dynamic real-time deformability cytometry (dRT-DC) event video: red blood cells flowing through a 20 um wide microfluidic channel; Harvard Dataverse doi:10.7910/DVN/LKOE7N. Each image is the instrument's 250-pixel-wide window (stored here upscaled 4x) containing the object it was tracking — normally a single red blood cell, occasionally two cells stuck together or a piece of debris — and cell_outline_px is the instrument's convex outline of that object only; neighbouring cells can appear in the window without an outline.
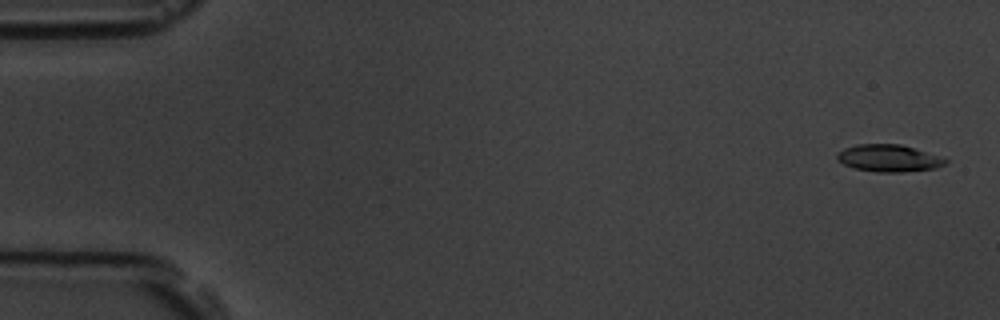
{"species": "common noctule bat (a hibernating species)", "species_latin": "Nyctalus noctula", "temperature_condition": "room temperature", "stored_images_in_passage": 6, "camera_frame_rate_fps": 3000, "um_per_image_px": 0.085, "animal": {"sex": "male", "body_mass_g": 19.5, "forearm_length_mm": 54.6}, "frame": {"image": 1, "passage_image": 1, "time_ms": 0.0, "image_size_px": [1000, 320], "cell_outline_px": [[948, 160], [944, 164], [936, 168], [900, 172], [876, 172], [856, 168], [844, 164], [836, 160], [836, 156], [844, 148], [856, 144], [900, 144], [944, 156]], "centroid_in_image_um": [75.58, 13.44], "position_along_channel_um": 9.4, "area_um2": 17.17}}
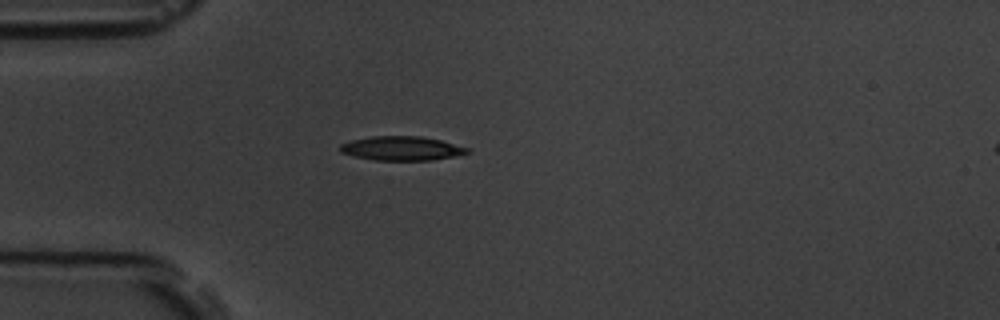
{"frame": {"image": 2, "passage_image": 5, "time_ms": 4.667, "image_size_px": [1000, 320], "cell_outline_px": [[468, 152], [452, 156], [432, 160], [372, 160], [340, 152], [340, 144], [352, 140], [372, 136], [420, 136], [440, 140], [468, 148]], "centroid_in_image_um": [34.09, 12.61], "position_along_channel_um": 50.9, "area_um2": 17.57}}